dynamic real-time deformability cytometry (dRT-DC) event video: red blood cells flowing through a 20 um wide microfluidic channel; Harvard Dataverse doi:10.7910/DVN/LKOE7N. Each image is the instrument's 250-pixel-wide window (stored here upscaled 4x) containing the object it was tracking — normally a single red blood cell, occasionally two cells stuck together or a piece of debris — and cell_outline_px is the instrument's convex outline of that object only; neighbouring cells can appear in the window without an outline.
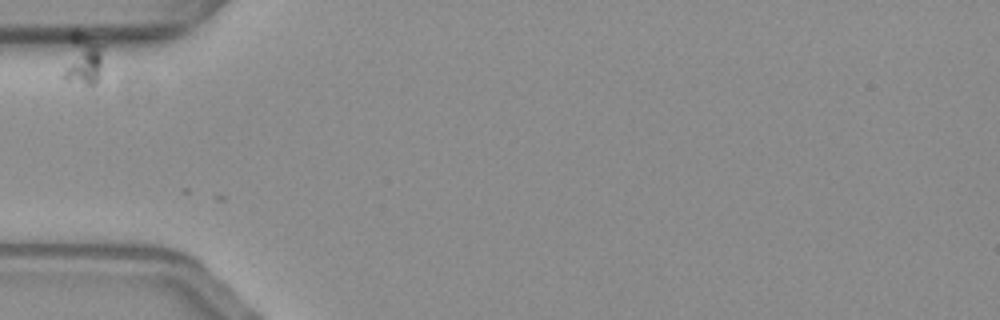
{"species": "common noctule bat (a hibernating species)", "species_latin": "Nyctalus noctula", "temperature_condition": "warm", "stored_images_in_passage": 44, "camera_frame_rate_fps": 3000, "um_per_image_px": 0.085, "animal": {"sex": "female", "body_mass_g": 19.3, "forearm_length_mm": 54.1}, "frame": {"image": 1, "passage_image": 2, "time_ms": 0.333, "image_size_px": [1000, 320], "cell_outline_px": [[104, 44], [100, 80], [92, 88], [64, 80], [64, 72], [68, 32], [72, 28], [76, 28]], "centroid_in_image_um": [7.06, 5.01], "position_along_channel_um": 77.9, "area_um2": 13.18}}
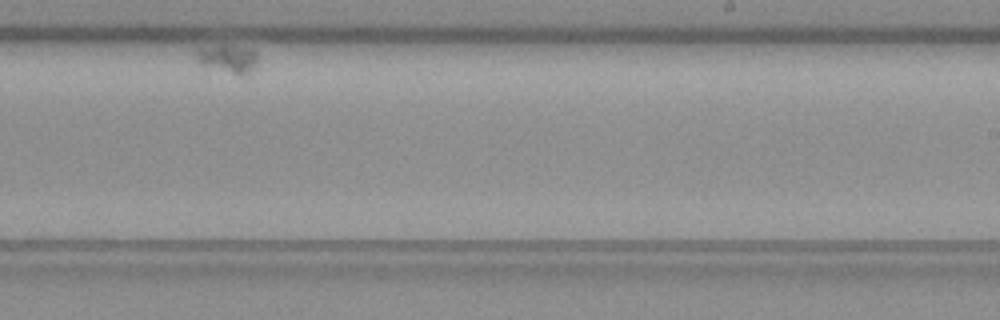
{"frame": {"image": 2, "passage_image": 31, "time_ms": 10.0, "image_size_px": [1000, 320], "cell_outline_px": [[256, 64], [248, 72], [240, 76], [200, 64], [196, 60], [196, 52], [200, 48], [220, 44], [228, 44], [248, 48], [256, 52]], "centroid_in_image_um": [19.34, 4.96], "position_along_channel_um": 269.7, "area_um2": 10.06}}
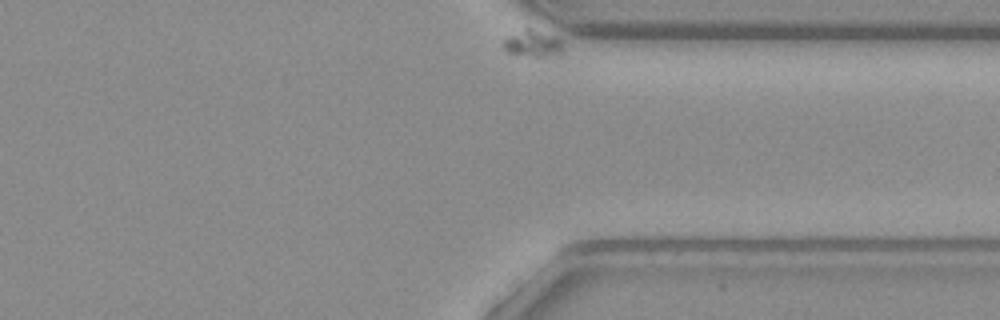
{"frame": {"image": 3, "passage_image": 44, "time_ms": 14.333, "image_size_px": [1000, 320], "cell_outline_px": [[564, 52], [560, 56], [540, 60], [508, 52], [500, 44], [508, 36], [528, 28], [560, 36], [564, 40]], "centroid_in_image_um": [45.43, 3.78], "position_along_channel_um": 366.0, "area_um2": 10.23}}